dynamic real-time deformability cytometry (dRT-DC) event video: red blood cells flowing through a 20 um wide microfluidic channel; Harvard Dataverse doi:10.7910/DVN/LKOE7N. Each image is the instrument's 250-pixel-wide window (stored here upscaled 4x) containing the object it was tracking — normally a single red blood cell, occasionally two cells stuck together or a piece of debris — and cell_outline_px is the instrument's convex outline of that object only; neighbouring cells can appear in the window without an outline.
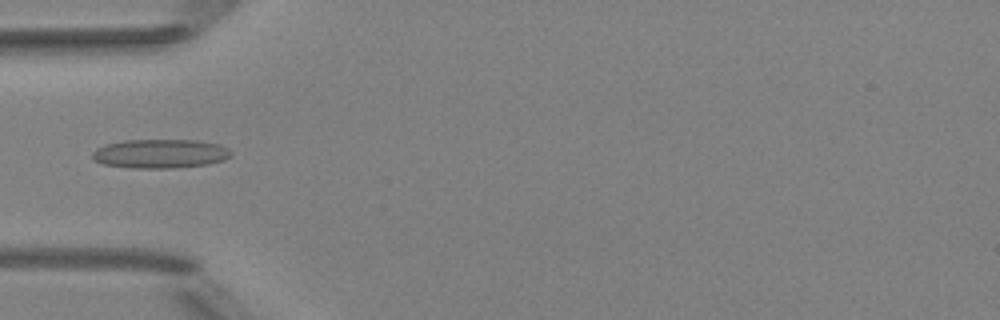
{"species": "Egyptian fruit bat (a non-hibernating species)", "species_latin": "Rousettus aegyptiacus", "temperature_condition": "room temperature", "stored_images_in_passage": 5, "camera_frame_rate_fps": 3000, "um_per_image_px": 0.085, "animal": {"sex": "female"}, "frame": {"image": 1, "passage_image": 4, "time_ms": 4.333, "image_size_px": [1000, 320], "cell_outline_px": [[232, 156], [224, 160], [208, 164], [172, 168], [132, 168], [104, 164], [92, 160], [92, 152], [96, 148], [104, 144], [124, 140], [196, 140], [220, 144], [228, 148], [232, 152]], "centroid_in_image_um": [13.61, 13.06], "position_along_channel_um": 71.4, "area_um2": 23.7}}
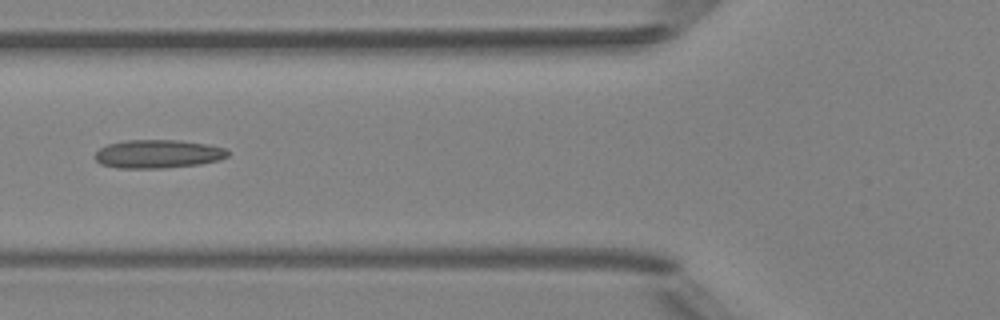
{"frame": {"image": 2, "passage_image": 5, "time_ms": 5.333, "image_size_px": [1000, 320], "cell_outline_px": [[228, 156], [220, 160], [200, 164], [164, 168], [116, 168], [100, 164], [92, 156], [100, 148], [108, 144], [128, 140], [176, 140], [208, 144], [224, 148], [228, 152]], "centroid_in_image_um": [13.4, 13.09], "position_along_channel_um": 112.4, "area_um2": 22.08}}